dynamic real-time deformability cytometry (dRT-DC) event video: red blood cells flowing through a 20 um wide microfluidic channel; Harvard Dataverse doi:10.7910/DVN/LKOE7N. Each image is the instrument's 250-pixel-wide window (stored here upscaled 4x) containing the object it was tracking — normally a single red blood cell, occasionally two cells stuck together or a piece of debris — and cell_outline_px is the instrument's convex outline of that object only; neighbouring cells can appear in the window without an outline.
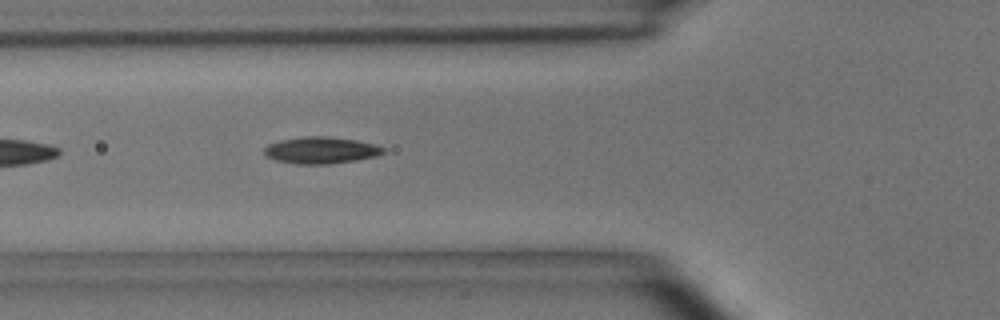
{"species": "common noctule bat (a hibernating species)", "species_latin": "Nyctalus noctula", "temperature_condition": "room temperature", "stored_images_in_passage": 19, "camera_frame_rate_fps": 3000, "um_per_image_px": 0.085, "animal": {"sex": "male", "body_mass_g": 15.6}, "frame": {"image": 1, "passage_image": 6, "time_ms": 1.667, "image_size_px": [1000, 320], "cell_outline_px": [[388, 148], [384, 152], [376, 156], [356, 160], [328, 164], [296, 164], [276, 160], [264, 156], [264, 148], [268, 144], [280, 140], [304, 136], [328, 136], [356, 140], [376, 144]], "centroid_in_image_um": [27.29, 12.76], "position_along_channel_um": 98.5, "area_um2": 18.73}}